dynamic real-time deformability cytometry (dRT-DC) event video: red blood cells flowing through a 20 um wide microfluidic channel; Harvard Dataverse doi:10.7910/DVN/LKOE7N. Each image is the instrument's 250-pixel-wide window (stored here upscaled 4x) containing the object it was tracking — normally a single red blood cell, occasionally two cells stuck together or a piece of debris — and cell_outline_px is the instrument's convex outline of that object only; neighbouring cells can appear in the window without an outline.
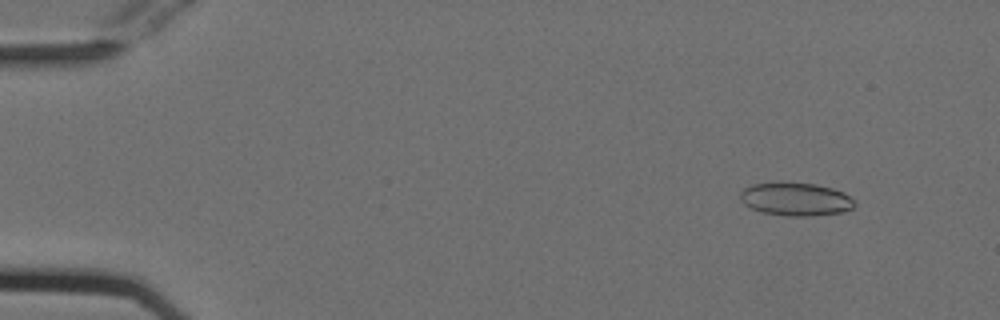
{"species": "Egyptian fruit bat (a non-hibernating species)", "species_latin": "Rousettus aegyptiacus", "temperature_condition": "cold", "stored_images_in_passage": 54, "camera_frame_rate_fps": 3000, "um_per_image_px": 0.085, "animal": {"sex": "female"}, "frame": {"image": 1, "passage_image": 6, "time_ms": 1.667, "image_size_px": [1000, 320], "cell_outline_px": [[856, 204], [852, 208], [844, 212], [816, 216], [784, 216], [764, 212], [752, 208], [744, 204], [740, 200], [740, 192], [744, 188], [752, 184], [816, 184], [832, 188], [844, 192], [856, 200]], "centroid_in_image_um": [67.7, 16.96], "position_along_channel_um": 17.3, "area_um2": 21.91}}
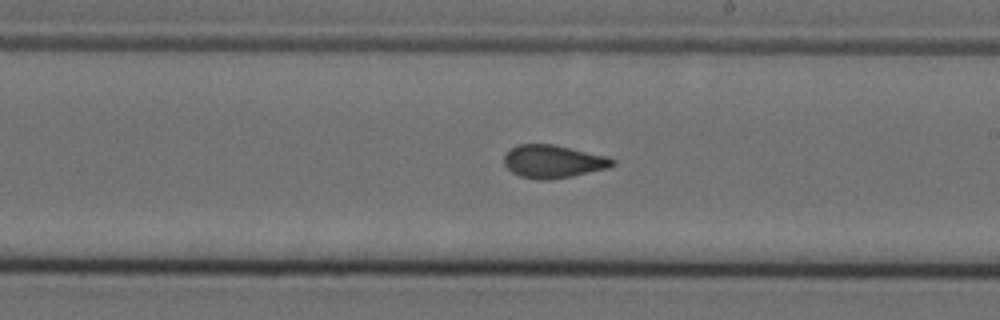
{"frame": {"image": 2, "passage_image": 32, "time_ms": 10.333, "image_size_px": [1000, 320], "cell_outline_px": [[616, 164], [608, 168], [572, 176], [548, 180], [540, 180], [520, 176], [512, 172], [504, 164], [504, 156], [512, 148], [520, 144], [552, 144], [608, 156], [616, 160]], "centroid_in_image_um": [47.05, 13.73], "position_along_channel_um": 242.0, "area_um2": 20.75}}
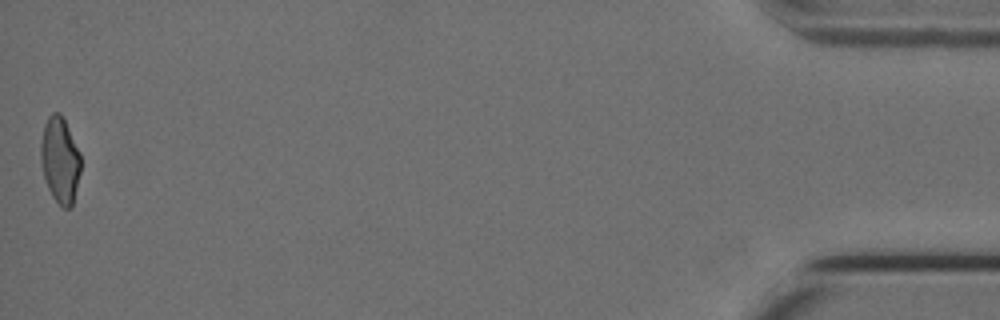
{"frame": {"image": 3, "passage_image": 54, "time_ms": 17.667, "image_size_px": [1000, 320], "cell_outline_px": [[80, 172], [72, 208], [64, 208], [52, 196], [48, 188], [44, 176], [40, 160], [40, 144], [44, 124], [48, 116], [52, 112], [60, 112], [80, 152]], "centroid_in_image_um": [5.09, 13.6], "position_along_channel_um": 430.1, "area_um2": 20.0}, "authors_computed_cell_mechanics": {"area_um2": 20.9236, "velocity_mm_per_s": 3.793, "shape_relaxation_time_tau1_ms": null, "shape_relaxation_time_tau2_ms": 1.5081, "deformation_change_tau1": null, "deformation_change_tau2": 0.0821}}